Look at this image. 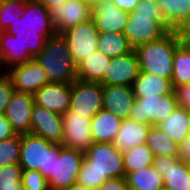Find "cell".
<instances>
[{
    "label": "cell",
    "instance_id": "obj_45",
    "mask_svg": "<svg viewBox=\"0 0 190 190\" xmlns=\"http://www.w3.org/2000/svg\"><path fill=\"white\" fill-rule=\"evenodd\" d=\"M63 190H95V189L89 188V187H87L85 185H81L79 183H74L73 185H71L68 188L63 189Z\"/></svg>",
    "mask_w": 190,
    "mask_h": 190
},
{
    "label": "cell",
    "instance_id": "obj_4",
    "mask_svg": "<svg viewBox=\"0 0 190 190\" xmlns=\"http://www.w3.org/2000/svg\"><path fill=\"white\" fill-rule=\"evenodd\" d=\"M182 41L180 31L171 30L162 39L137 47L140 71L171 80L174 51Z\"/></svg>",
    "mask_w": 190,
    "mask_h": 190
},
{
    "label": "cell",
    "instance_id": "obj_48",
    "mask_svg": "<svg viewBox=\"0 0 190 190\" xmlns=\"http://www.w3.org/2000/svg\"><path fill=\"white\" fill-rule=\"evenodd\" d=\"M10 190H25L24 187H23V184H19L18 185V189H10Z\"/></svg>",
    "mask_w": 190,
    "mask_h": 190
},
{
    "label": "cell",
    "instance_id": "obj_8",
    "mask_svg": "<svg viewBox=\"0 0 190 190\" xmlns=\"http://www.w3.org/2000/svg\"><path fill=\"white\" fill-rule=\"evenodd\" d=\"M99 33L93 19L84 21L61 33L76 65L97 51Z\"/></svg>",
    "mask_w": 190,
    "mask_h": 190
},
{
    "label": "cell",
    "instance_id": "obj_24",
    "mask_svg": "<svg viewBox=\"0 0 190 190\" xmlns=\"http://www.w3.org/2000/svg\"><path fill=\"white\" fill-rule=\"evenodd\" d=\"M166 24L181 31L190 22V0H158Z\"/></svg>",
    "mask_w": 190,
    "mask_h": 190
},
{
    "label": "cell",
    "instance_id": "obj_26",
    "mask_svg": "<svg viewBox=\"0 0 190 190\" xmlns=\"http://www.w3.org/2000/svg\"><path fill=\"white\" fill-rule=\"evenodd\" d=\"M131 190H161L164 188L163 176L151 165L125 175Z\"/></svg>",
    "mask_w": 190,
    "mask_h": 190
},
{
    "label": "cell",
    "instance_id": "obj_36",
    "mask_svg": "<svg viewBox=\"0 0 190 190\" xmlns=\"http://www.w3.org/2000/svg\"><path fill=\"white\" fill-rule=\"evenodd\" d=\"M15 88L6 72H0V115L5 114Z\"/></svg>",
    "mask_w": 190,
    "mask_h": 190
},
{
    "label": "cell",
    "instance_id": "obj_9",
    "mask_svg": "<svg viewBox=\"0 0 190 190\" xmlns=\"http://www.w3.org/2000/svg\"><path fill=\"white\" fill-rule=\"evenodd\" d=\"M55 145L32 133L22 134L19 165L22 169L39 171L47 179L48 152Z\"/></svg>",
    "mask_w": 190,
    "mask_h": 190
},
{
    "label": "cell",
    "instance_id": "obj_29",
    "mask_svg": "<svg viewBox=\"0 0 190 190\" xmlns=\"http://www.w3.org/2000/svg\"><path fill=\"white\" fill-rule=\"evenodd\" d=\"M190 82V47L182 41L173 56L172 87Z\"/></svg>",
    "mask_w": 190,
    "mask_h": 190
},
{
    "label": "cell",
    "instance_id": "obj_35",
    "mask_svg": "<svg viewBox=\"0 0 190 190\" xmlns=\"http://www.w3.org/2000/svg\"><path fill=\"white\" fill-rule=\"evenodd\" d=\"M21 181L25 190H49L47 179L36 170L22 169Z\"/></svg>",
    "mask_w": 190,
    "mask_h": 190
},
{
    "label": "cell",
    "instance_id": "obj_18",
    "mask_svg": "<svg viewBox=\"0 0 190 190\" xmlns=\"http://www.w3.org/2000/svg\"><path fill=\"white\" fill-rule=\"evenodd\" d=\"M34 96L30 93L15 91L8 103L5 116L16 134L31 133V112Z\"/></svg>",
    "mask_w": 190,
    "mask_h": 190
},
{
    "label": "cell",
    "instance_id": "obj_22",
    "mask_svg": "<svg viewBox=\"0 0 190 190\" xmlns=\"http://www.w3.org/2000/svg\"><path fill=\"white\" fill-rule=\"evenodd\" d=\"M122 119L101 109L91 120V132L94 143H112L119 131Z\"/></svg>",
    "mask_w": 190,
    "mask_h": 190
},
{
    "label": "cell",
    "instance_id": "obj_2",
    "mask_svg": "<svg viewBox=\"0 0 190 190\" xmlns=\"http://www.w3.org/2000/svg\"><path fill=\"white\" fill-rule=\"evenodd\" d=\"M125 177L123 153L112 143H93L84 153L77 183L97 190L110 178Z\"/></svg>",
    "mask_w": 190,
    "mask_h": 190
},
{
    "label": "cell",
    "instance_id": "obj_30",
    "mask_svg": "<svg viewBox=\"0 0 190 190\" xmlns=\"http://www.w3.org/2000/svg\"><path fill=\"white\" fill-rule=\"evenodd\" d=\"M146 144L154 156L168 155L178 157V148L171 136L162 131L159 126H151L146 138Z\"/></svg>",
    "mask_w": 190,
    "mask_h": 190
},
{
    "label": "cell",
    "instance_id": "obj_39",
    "mask_svg": "<svg viewBox=\"0 0 190 190\" xmlns=\"http://www.w3.org/2000/svg\"><path fill=\"white\" fill-rule=\"evenodd\" d=\"M17 135L5 114L0 115V141Z\"/></svg>",
    "mask_w": 190,
    "mask_h": 190
},
{
    "label": "cell",
    "instance_id": "obj_40",
    "mask_svg": "<svg viewBox=\"0 0 190 190\" xmlns=\"http://www.w3.org/2000/svg\"><path fill=\"white\" fill-rule=\"evenodd\" d=\"M178 157L180 160L190 163V134H188L183 143L179 145Z\"/></svg>",
    "mask_w": 190,
    "mask_h": 190
},
{
    "label": "cell",
    "instance_id": "obj_38",
    "mask_svg": "<svg viewBox=\"0 0 190 190\" xmlns=\"http://www.w3.org/2000/svg\"><path fill=\"white\" fill-rule=\"evenodd\" d=\"M125 177L110 178L106 180L97 190H128Z\"/></svg>",
    "mask_w": 190,
    "mask_h": 190
},
{
    "label": "cell",
    "instance_id": "obj_47",
    "mask_svg": "<svg viewBox=\"0 0 190 190\" xmlns=\"http://www.w3.org/2000/svg\"><path fill=\"white\" fill-rule=\"evenodd\" d=\"M188 134H190V110H188Z\"/></svg>",
    "mask_w": 190,
    "mask_h": 190
},
{
    "label": "cell",
    "instance_id": "obj_1",
    "mask_svg": "<svg viewBox=\"0 0 190 190\" xmlns=\"http://www.w3.org/2000/svg\"><path fill=\"white\" fill-rule=\"evenodd\" d=\"M57 34L49 9L37 0L26 1L22 16L0 32V72L35 59Z\"/></svg>",
    "mask_w": 190,
    "mask_h": 190
},
{
    "label": "cell",
    "instance_id": "obj_32",
    "mask_svg": "<svg viewBox=\"0 0 190 190\" xmlns=\"http://www.w3.org/2000/svg\"><path fill=\"white\" fill-rule=\"evenodd\" d=\"M26 1L1 0L0 1V32L6 31L23 14Z\"/></svg>",
    "mask_w": 190,
    "mask_h": 190
},
{
    "label": "cell",
    "instance_id": "obj_44",
    "mask_svg": "<svg viewBox=\"0 0 190 190\" xmlns=\"http://www.w3.org/2000/svg\"><path fill=\"white\" fill-rule=\"evenodd\" d=\"M182 40L190 47V22L180 31Z\"/></svg>",
    "mask_w": 190,
    "mask_h": 190
},
{
    "label": "cell",
    "instance_id": "obj_42",
    "mask_svg": "<svg viewBox=\"0 0 190 190\" xmlns=\"http://www.w3.org/2000/svg\"><path fill=\"white\" fill-rule=\"evenodd\" d=\"M63 147L62 144H56L49 152H48V162H47V179L53 173L54 166V155Z\"/></svg>",
    "mask_w": 190,
    "mask_h": 190
},
{
    "label": "cell",
    "instance_id": "obj_15",
    "mask_svg": "<svg viewBox=\"0 0 190 190\" xmlns=\"http://www.w3.org/2000/svg\"><path fill=\"white\" fill-rule=\"evenodd\" d=\"M31 133L56 144H62V116L34 104L31 112Z\"/></svg>",
    "mask_w": 190,
    "mask_h": 190
},
{
    "label": "cell",
    "instance_id": "obj_27",
    "mask_svg": "<svg viewBox=\"0 0 190 190\" xmlns=\"http://www.w3.org/2000/svg\"><path fill=\"white\" fill-rule=\"evenodd\" d=\"M158 126L168 133L177 145L182 144L188 135V110L177 106Z\"/></svg>",
    "mask_w": 190,
    "mask_h": 190
},
{
    "label": "cell",
    "instance_id": "obj_34",
    "mask_svg": "<svg viewBox=\"0 0 190 190\" xmlns=\"http://www.w3.org/2000/svg\"><path fill=\"white\" fill-rule=\"evenodd\" d=\"M22 168L19 164L0 166V190L18 189L22 183Z\"/></svg>",
    "mask_w": 190,
    "mask_h": 190
},
{
    "label": "cell",
    "instance_id": "obj_6",
    "mask_svg": "<svg viewBox=\"0 0 190 190\" xmlns=\"http://www.w3.org/2000/svg\"><path fill=\"white\" fill-rule=\"evenodd\" d=\"M177 106L173 90L162 95L135 97L130 119L150 126H158Z\"/></svg>",
    "mask_w": 190,
    "mask_h": 190
},
{
    "label": "cell",
    "instance_id": "obj_3",
    "mask_svg": "<svg viewBox=\"0 0 190 190\" xmlns=\"http://www.w3.org/2000/svg\"><path fill=\"white\" fill-rule=\"evenodd\" d=\"M171 30L158 2L141 0L129 14L123 33L135 50L141 45L162 39Z\"/></svg>",
    "mask_w": 190,
    "mask_h": 190
},
{
    "label": "cell",
    "instance_id": "obj_14",
    "mask_svg": "<svg viewBox=\"0 0 190 190\" xmlns=\"http://www.w3.org/2000/svg\"><path fill=\"white\" fill-rule=\"evenodd\" d=\"M49 16L58 34L92 19V8L80 0H68L49 9Z\"/></svg>",
    "mask_w": 190,
    "mask_h": 190
},
{
    "label": "cell",
    "instance_id": "obj_11",
    "mask_svg": "<svg viewBox=\"0 0 190 190\" xmlns=\"http://www.w3.org/2000/svg\"><path fill=\"white\" fill-rule=\"evenodd\" d=\"M103 109V85L76 80L72 83L70 110L92 119Z\"/></svg>",
    "mask_w": 190,
    "mask_h": 190
},
{
    "label": "cell",
    "instance_id": "obj_33",
    "mask_svg": "<svg viewBox=\"0 0 190 190\" xmlns=\"http://www.w3.org/2000/svg\"><path fill=\"white\" fill-rule=\"evenodd\" d=\"M20 150V134L0 141V166L19 164Z\"/></svg>",
    "mask_w": 190,
    "mask_h": 190
},
{
    "label": "cell",
    "instance_id": "obj_41",
    "mask_svg": "<svg viewBox=\"0 0 190 190\" xmlns=\"http://www.w3.org/2000/svg\"><path fill=\"white\" fill-rule=\"evenodd\" d=\"M119 9L132 13L141 0H112Z\"/></svg>",
    "mask_w": 190,
    "mask_h": 190
},
{
    "label": "cell",
    "instance_id": "obj_19",
    "mask_svg": "<svg viewBox=\"0 0 190 190\" xmlns=\"http://www.w3.org/2000/svg\"><path fill=\"white\" fill-rule=\"evenodd\" d=\"M129 14L115 6L112 0H99L92 7V19L99 32L123 33Z\"/></svg>",
    "mask_w": 190,
    "mask_h": 190
},
{
    "label": "cell",
    "instance_id": "obj_16",
    "mask_svg": "<svg viewBox=\"0 0 190 190\" xmlns=\"http://www.w3.org/2000/svg\"><path fill=\"white\" fill-rule=\"evenodd\" d=\"M140 72L139 60L135 50L112 58L103 78V85L132 86Z\"/></svg>",
    "mask_w": 190,
    "mask_h": 190
},
{
    "label": "cell",
    "instance_id": "obj_5",
    "mask_svg": "<svg viewBox=\"0 0 190 190\" xmlns=\"http://www.w3.org/2000/svg\"><path fill=\"white\" fill-rule=\"evenodd\" d=\"M35 59L43 67L50 83H73L77 80V65L61 34L48 38Z\"/></svg>",
    "mask_w": 190,
    "mask_h": 190
},
{
    "label": "cell",
    "instance_id": "obj_12",
    "mask_svg": "<svg viewBox=\"0 0 190 190\" xmlns=\"http://www.w3.org/2000/svg\"><path fill=\"white\" fill-rule=\"evenodd\" d=\"M152 166L163 176L164 188L190 190V163L168 155L154 156Z\"/></svg>",
    "mask_w": 190,
    "mask_h": 190
},
{
    "label": "cell",
    "instance_id": "obj_10",
    "mask_svg": "<svg viewBox=\"0 0 190 190\" xmlns=\"http://www.w3.org/2000/svg\"><path fill=\"white\" fill-rule=\"evenodd\" d=\"M61 116L63 120L62 145L85 153L94 143L90 128L92 119L74 113L70 109Z\"/></svg>",
    "mask_w": 190,
    "mask_h": 190
},
{
    "label": "cell",
    "instance_id": "obj_17",
    "mask_svg": "<svg viewBox=\"0 0 190 190\" xmlns=\"http://www.w3.org/2000/svg\"><path fill=\"white\" fill-rule=\"evenodd\" d=\"M33 96L34 104L63 115L71 107L72 83H49Z\"/></svg>",
    "mask_w": 190,
    "mask_h": 190
},
{
    "label": "cell",
    "instance_id": "obj_25",
    "mask_svg": "<svg viewBox=\"0 0 190 190\" xmlns=\"http://www.w3.org/2000/svg\"><path fill=\"white\" fill-rule=\"evenodd\" d=\"M132 89L135 97H147L170 93L173 87L169 79L140 71Z\"/></svg>",
    "mask_w": 190,
    "mask_h": 190
},
{
    "label": "cell",
    "instance_id": "obj_13",
    "mask_svg": "<svg viewBox=\"0 0 190 190\" xmlns=\"http://www.w3.org/2000/svg\"><path fill=\"white\" fill-rule=\"evenodd\" d=\"M6 74L11 78L15 91L33 95L50 83L46 72L36 59L15 65L6 71Z\"/></svg>",
    "mask_w": 190,
    "mask_h": 190
},
{
    "label": "cell",
    "instance_id": "obj_23",
    "mask_svg": "<svg viewBox=\"0 0 190 190\" xmlns=\"http://www.w3.org/2000/svg\"><path fill=\"white\" fill-rule=\"evenodd\" d=\"M110 60L111 58L99 50L91 53L77 65V79L86 82L101 83L103 85V78L110 64Z\"/></svg>",
    "mask_w": 190,
    "mask_h": 190
},
{
    "label": "cell",
    "instance_id": "obj_46",
    "mask_svg": "<svg viewBox=\"0 0 190 190\" xmlns=\"http://www.w3.org/2000/svg\"><path fill=\"white\" fill-rule=\"evenodd\" d=\"M83 3H86L91 8L99 1V0H80Z\"/></svg>",
    "mask_w": 190,
    "mask_h": 190
},
{
    "label": "cell",
    "instance_id": "obj_37",
    "mask_svg": "<svg viewBox=\"0 0 190 190\" xmlns=\"http://www.w3.org/2000/svg\"><path fill=\"white\" fill-rule=\"evenodd\" d=\"M179 107L190 110V82L173 88Z\"/></svg>",
    "mask_w": 190,
    "mask_h": 190
},
{
    "label": "cell",
    "instance_id": "obj_21",
    "mask_svg": "<svg viewBox=\"0 0 190 190\" xmlns=\"http://www.w3.org/2000/svg\"><path fill=\"white\" fill-rule=\"evenodd\" d=\"M150 125L133 119H124L112 144L120 151H127L140 144H146Z\"/></svg>",
    "mask_w": 190,
    "mask_h": 190
},
{
    "label": "cell",
    "instance_id": "obj_20",
    "mask_svg": "<svg viewBox=\"0 0 190 190\" xmlns=\"http://www.w3.org/2000/svg\"><path fill=\"white\" fill-rule=\"evenodd\" d=\"M135 101L132 86L103 85V109L124 120L130 118Z\"/></svg>",
    "mask_w": 190,
    "mask_h": 190
},
{
    "label": "cell",
    "instance_id": "obj_7",
    "mask_svg": "<svg viewBox=\"0 0 190 190\" xmlns=\"http://www.w3.org/2000/svg\"><path fill=\"white\" fill-rule=\"evenodd\" d=\"M84 153L62 147L54 155L53 173L47 179L49 190H63L77 183Z\"/></svg>",
    "mask_w": 190,
    "mask_h": 190
},
{
    "label": "cell",
    "instance_id": "obj_43",
    "mask_svg": "<svg viewBox=\"0 0 190 190\" xmlns=\"http://www.w3.org/2000/svg\"><path fill=\"white\" fill-rule=\"evenodd\" d=\"M37 1L45 5L48 9H50L54 6L64 4L68 0H37Z\"/></svg>",
    "mask_w": 190,
    "mask_h": 190
},
{
    "label": "cell",
    "instance_id": "obj_31",
    "mask_svg": "<svg viewBox=\"0 0 190 190\" xmlns=\"http://www.w3.org/2000/svg\"><path fill=\"white\" fill-rule=\"evenodd\" d=\"M123 167L125 175L151 166L154 155L147 144H140L130 150L123 151Z\"/></svg>",
    "mask_w": 190,
    "mask_h": 190
},
{
    "label": "cell",
    "instance_id": "obj_28",
    "mask_svg": "<svg viewBox=\"0 0 190 190\" xmlns=\"http://www.w3.org/2000/svg\"><path fill=\"white\" fill-rule=\"evenodd\" d=\"M97 50L109 58H115L132 52L128 39L120 32H100L97 43Z\"/></svg>",
    "mask_w": 190,
    "mask_h": 190
}]
</instances>
